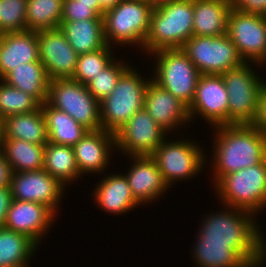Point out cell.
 I'll return each mask as SVG.
<instances>
[{"mask_svg":"<svg viewBox=\"0 0 266 267\" xmlns=\"http://www.w3.org/2000/svg\"><path fill=\"white\" fill-rule=\"evenodd\" d=\"M218 205L223 209L206 213L195 234L204 242L231 243L253 267L264 266L266 235L263 227L259 226L257 215L240 208Z\"/></svg>","mask_w":266,"mask_h":267,"instance_id":"obj_1","label":"cell"},{"mask_svg":"<svg viewBox=\"0 0 266 267\" xmlns=\"http://www.w3.org/2000/svg\"><path fill=\"white\" fill-rule=\"evenodd\" d=\"M212 128V156L209 154L211 160L207 157L206 161L210 165L212 186L224 175L266 160V135L252 124H227Z\"/></svg>","mask_w":266,"mask_h":267,"instance_id":"obj_2","label":"cell"},{"mask_svg":"<svg viewBox=\"0 0 266 267\" xmlns=\"http://www.w3.org/2000/svg\"><path fill=\"white\" fill-rule=\"evenodd\" d=\"M193 36V0H172L154 6L150 28L141 51L181 49Z\"/></svg>","mask_w":266,"mask_h":267,"instance_id":"obj_3","label":"cell"},{"mask_svg":"<svg viewBox=\"0 0 266 267\" xmlns=\"http://www.w3.org/2000/svg\"><path fill=\"white\" fill-rule=\"evenodd\" d=\"M154 6L142 0H122L103 13V33L107 45L133 46L142 51L150 28Z\"/></svg>","mask_w":266,"mask_h":267,"instance_id":"obj_4","label":"cell"},{"mask_svg":"<svg viewBox=\"0 0 266 267\" xmlns=\"http://www.w3.org/2000/svg\"><path fill=\"white\" fill-rule=\"evenodd\" d=\"M133 66L120 76L111 94L100 102L102 129L115 134L140 109L144 108L147 78ZM139 71V72H138Z\"/></svg>","mask_w":266,"mask_h":267,"instance_id":"obj_5","label":"cell"},{"mask_svg":"<svg viewBox=\"0 0 266 267\" xmlns=\"http://www.w3.org/2000/svg\"><path fill=\"white\" fill-rule=\"evenodd\" d=\"M218 203L258 215L266 210V160L224 175L214 186Z\"/></svg>","mask_w":266,"mask_h":267,"instance_id":"obj_6","label":"cell"},{"mask_svg":"<svg viewBox=\"0 0 266 267\" xmlns=\"http://www.w3.org/2000/svg\"><path fill=\"white\" fill-rule=\"evenodd\" d=\"M253 67L266 69L257 63L244 62L222 74L228 93V124H252L255 120L266 79Z\"/></svg>","mask_w":266,"mask_h":267,"instance_id":"obj_7","label":"cell"},{"mask_svg":"<svg viewBox=\"0 0 266 267\" xmlns=\"http://www.w3.org/2000/svg\"><path fill=\"white\" fill-rule=\"evenodd\" d=\"M197 141L191 137L189 139L177 137L175 140L166 138L150 155L170 189L176 182L188 179L190 181L200 175L202 170H205L203 168H208L206 164L208 155L203 150V145H199L202 142L197 143Z\"/></svg>","mask_w":266,"mask_h":267,"instance_id":"obj_8","label":"cell"},{"mask_svg":"<svg viewBox=\"0 0 266 267\" xmlns=\"http://www.w3.org/2000/svg\"><path fill=\"white\" fill-rule=\"evenodd\" d=\"M148 56L154 58L152 80L189 107L201 74L188 56L182 49H162Z\"/></svg>","mask_w":266,"mask_h":267,"instance_id":"obj_9","label":"cell"},{"mask_svg":"<svg viewBox=\"0 0 266 267\" xmlns=\"http://www.w3.org/2000/svg\"><path fill=\"white\" fill-rule=\"evenodd\" d=\"M47 103L85 126L90 131L102 129L100 102L83 85L71 78L49 81Z\"/></svg>","mask_w":266,"mask_h":267,"instance_id":"obj_10","label":"cell"},{"mask_svg":"<svg viewBox=\"0 0 266 267\" xmlns=\"http://www.w3.org/2000/svg\"><path fill=\"white\" fill-rule=\"evenodd\" d=\"M181 49L201 75H222L244 63L227 34L192 36Z\"/></svg>","mask_w":266,"mask_h":267,"instance_id":"obj_11","label":"cell"},{"mask_svg":"<svg viewBox=\"0 0 266 267\" xmlns=\"http://www.w3.org/2000/svg\"><path fill=\"white\" fill-rule=\"evenodd\" d=\"M227 35L245 63H257L266 67V20L263 15L231 9Z\"/></svg>","mask_w":266,"mask_h":267,"instance_id":"obj_12","label":"cell"},{"mask_svg":"<svg viewBox=\"0 0 266 267\" xmlns=\"http://www.w3.org/2000/svg\"><path fill=\"white\" fill-rule=\"evenodd\" d=\"M168 135L142 108L115 133L116 152L124 156H150Z\"/></svg>","mask_w":266,"mask_h":267,"instance_id":"obj_13","label":"cell"},{"mask_svg":"<svg viewBox=\"0 0 266 267\" xmlns=\"http://www.w3.org/2000/svg\"><path fill=\"white\" fill-rule=\"evenodd\" d=\"M10 188L13 200L44 204L57 216L67 193V188L44 169L13 173Z\"/></svg>","mask_w":266,"mask_h":267,"instance_id":"obj_14","label":"cell"},{"mask_svg":"<svg viewBox=\"0 0 266 267\" xmlns=\"http://www.w3.org/2000/svg\"><path fill=\"white\" fill-rule=\"evenodd\" d=\"M188 110L192 123L198 115L211 128L228 124V93L222 75H200Z\"/></svg>","mask_w":266,"mask_h":267,"instance_id":"obj_15","label":"cell"},{"mask_svg":"<svg viewBox=\"0 0 266 267\" xmlns=\"http://www.w3.org/2000/svg\"><path fill=\"white\" fill-rule=\"evenodd\" d=\"M40 62L49 80L72 78L78 54L71 47L60 28L37 32Z\"/></svg>","mask_w":266,"mask_h":267,"instance_id":"obj_16","label":"cell"},{"mask_svg":"<svg viewBox=\"0 0 266 267\" xmlns=\"http://www.w3.org/2000/svg\"><path fill=\"white\" fill-rule=\"evenodd\" d=\"M58 217L44 204L12 199L3 227L28 236L41 247Z\"/></svg>","mask_w":266,"mask_h":267,"instance_id":"obj_17","label":"cell"},{"mask_svg":"<svg viewBox=\"0 0 266 267\" xmlns=\"http://www.w3.org/2000/svg\"><path fill=\"white\" fill-rule=\"evenodd\" d=\"M144 108L154 121L172 136L190 128L191 123L188 106L173 96L169 91L160 87L152 79L145 93ZM178 132H177V131ZM177 132V133H176Z\"/></svg>","mask_w":266,"mask_h":267,"instance_id":"obj_18","label":"cell"},{"mask_svg":"<svg viewBox=\"0 0 266 267\" xmlns=\"http://www.w3.org/2000/svg\"><path fill=\"white\" fill-rule=\"evenodd\" d=\"M131 164L125 174L133 197L139 205L158 202L169 193V186L151 156H127ZM153 201V202H152Z\"/></svg>","mask_w":266,"mask_h":267,"instance_id":"obj_19","label":"cell"},{"mask_svg":"<svg viewBox=\"0 0 266 267\" xmlns=\"http://www.w3.org/2000/svg\"><path fill=\"white\" fill-rule=\"evenodd\" d=\"M73 150L82 177L99 173L103 176L110 168L111 156L116 151L115 134L104 129L89 131L73 146Z\"/></svg>","mask_w":266,"mask_h":267,"instance_id":"obj_20","label":"cell"},{"mask_svg":"<svg viewBox=\"0 0 266 267\" xmlns=\"http://www.w3.org/2000/svg\"><path fill=\"white\" fill-rule=\"evenodd\" d=\"M112 173V174H111ZM104 173L95 185L92 195L97 208L110 215H124L141 207L134 199L124 173Z\"/></svg>","mask_w":266,"mask_h":267,"instance_id":"obj_21","label":"cell"},{"mask_svg":"<svg viewBox=\"0 0 266 267\" xmlns=\"http://www.w3.org/2000/svg\"><path fill=\"white\" fill-rule=\"evenodd\" d=\"M40 61L37 32L5 33L0 40V79L22 63Z\"/></svg>","mask_w":266,"mask_h":267,"instance_id":"obj_22","label":"cell"},{"mask_svg":"<svg viewBox=\"0 0 266 267\" xmlns=\"http://www.w3.org/2000/svg\"><path fill=\"white\" fill-rule=\"evenodd\" d=\"M230 0H193V36L227 34Z\"/></svg>","mask_w":266,"mask_h":267,"instance_id":"obj_23","label":"cell"},{"mask_svg":"<svg viewBox=\"0 0 266 267\" xmlns=\"http://www.w3.org/2000/svg\"><path fill=\"white\" fill-rule=\"evenodd\" d=\"M191 246L195 267H253L231 243L204 242L196 236Z\"/></svg>","mask_w":266,"mask_h":267,"instance_id":"obj_24","label":"cell"},{"mask_svg":"<svg viewBox=\"0 0 266 267\" xmlns=\"http://www.w3.org/2000/svg\"><path fill=\"white\" fill-rule=\"evenodd\" d=\"M2 139H18L45 145L48 142L46 122L40 107L36 111L11 115L1 121Z\"/></svg>","mask_w":266,"mask_h":267,"instance_id":"obj_25","label":"cell"},{"mask_svg":"<svg viewBox=\"0 0 266 267\" xmlns=\"http://www.w3.org/2000/svg\"><path fill=\"white\" fill-rule=\"evenodd\" d=\"M59 28L78 55L97 51L107 45L103 33V19L61 22Z\"/></svg>","mask_w":266,"mask_h":267,"instance_id":"obj_26","label":"cell"},{"mask_svg":"<svg viewBox=\"0 0 266 267\" xmlns=\"http://www.w3.org/2000/svg\"><path fill=\"white\" fill-rule=\"evenodd\" d=\"M10 86L33 96L41 105L47 102L49 77L40 61L22 63L3 79Z\"/></svg>","mask_w":266,"mask_h":267,"instance_id":"obj_27","label":"cell"},{"mask_svg":"<svg viewBox=\"0 0 266 267\" xmlns=\"http://www.w3.org/2000/svg\"><path fill=\"white\" fill-rule=\"evenodd\" d=\"M40 107L46 122L48 142L73 147L90 131L66 112L50 106L47 102Z\"/></svg>","mask_w":266,"mask_h":267,"instance_id":"obj_28","label":"cell"},{"mask_svg":"<svg viewBox=\"0 0 266 267\" xmlns=\"http://www.w3.org/2000/svg\"><path fill=\"white\" fill-rule=\"evenodd\" d=\"M37 249L39 246L28 236L0 228V267H31Z\"/></svg>","mask_w":266,"mask_h":267,"instance_id":"obj_29","label":"cell"},{"mask_svg":"<svg viewBox=\"0 0 266 267\" xmlns=\"http://www.w3.org/2000/svg\"><path fill=\"white\" fill-rule=\"evenodd\" d=\"M62 185L69 189L72 183L81 181L73 147L47 142L44 149V168ZM75 181V182H74Z\"/></svg>","mask_w":266,"mask_h":267,"instance_id":"obj_30","label":"cell"},{"mask_svg":"<svg viewBox=\"0 0 266 267\" xmlns=\"http://www.w3.org/2000/svg\"><path fill=\"white\" fill-rule=\"evenodd\" d=\"M44 149L45 145L18 139H2V152L13 173L43 169Z\"/></svg>","mask_w":266,"mask_h":267,"instance_id":"obj_31","label":"cell"},{"mask_svg":"<svg viewBox=\"0 0 266 267\" xmlns=\"http://www.w3.org/2000/svg\"><path fill=\"white\" fill-rule=\"evenodd\" d=\"M63 13V0H27V30H40L60 27Z\"/></svg>","mask_w":266,"mask_h":267,"instance_id":"obj_32","label":"cell"},{"mask_svg":"<svg viewBox=\"0 0 266 267\" xmlns=\"http://www.w3.org/2000/svg\"><path fill=\"white\" fill-rule=\"evenodd\" d=\"M106 45L94 52L80 54L78 56L75 72L71 79L86 85L94 76L101 73L116 57L115 48ZM113 49V50H112Z\"/></svg>","mask_w":266,"mask_h":267,"instance_id":"obj_33","label":"cell"},{"mask_svg":"<svg viewBox=\"0 0 266 267\" xmlns=\"http://www.w3.org/2000/svg\"><path fill=\"white\" fill-rule=\"evenodd\" d=\"M40 106L33 96L0 79V122L11 115L36 111Z\"/></svg>","mask_w":266,"mask_h":267,"instance_id":"obj_34","label":"cell"},{"mask_svg":"<svg viewBox=\"0 0 266 267\" xmlns=\"http://www.w3.org/2000/svg\"><path fill=\"white\" fill-rule=\"evenodd\" d=\"M133 64L125 59H114L100 74L86 84L92 96L101 102L116 87L120 76Z\"/></svg>","mask_w":266,"mask_h":267,"instance_id":"obj_35","label":"cell"},{"mask_svg":"<svg viewBox=\"0 0 266 267\" xmlns=\"http://www.w3.org/2000/svg\"><path fill=\"white\" fill-rule=\"evenodd\" d=\"M27 0H0V26L4 33L27 30Z\"/></svg>","mask_w":266,"mask_h":267,"instance_id":"obj_36","label":"cell"},{"mask_svg":"<svg viewBox=\"0 0 266 267\" xmlns=\"http://www.w3.org/2000/svg\"><path fill=\"white\" fill-rule=\"evenodd\" d=\"M103 13L100 4H84L79 3V0H63L61 22L102 19Z\"/></svg>","mask_w":266,"mask_h":267,"instance_id":"obj_37","label":"cell"},{"mask_svg":"<svg viewBox=\"0 0 266 267\" xmlns=\"http://www.w3.org/2000/svg\"><path fill=\"white\" fill-rule=\"evenodd\" d=\"M231 9L248 14H266V0H230Z\"/></svg>","mask_w":266,"mask_h":267,"instance_id":"obj_38","label":"cell"},{"mask_svg":"<svg viewBox=\"0 0 266 267\" xmlns=\"http://www.w3.org/2000/svg\"><path fill=\"white\" fill-rule=\"evenodd\" d=\"M252 125L266 135V84L260 93L257 115Z\"/></svg>","mask_w":266,"mask_h":267,"instance_id":"obj_39","label":"cell"},{"mask_svg":"<svg viewBox=\"0 0 266 267\" xmlns=\"http://www.w3.org/2000/svg\"><path fill=\"white\" fill-rule=\"evenodd\" d=\"M12 175V167L7 162L3 152H0V188L11 186Z\"/></svg>","mask_w":266,"mask_h":267,"instance_id":"obj_40","label":"cell"},{"mask_svg":"<svg viewBox=\"0 0 266 267\" xmlns=\"http://www.w3.org/2000/svg\"><path fill=\"white\" fill-rule=\"evenodd\" d=\"M11 200V188H0V228L3 227L5 224Z\"/></svg>","mask_w":266,"mask_h":267,"instance_id":"obj_41","label":"cell"},{"mask_svg":"<svg viewBox=\"0 0 266 267\" xmlns=\"http://www.w3.org/2000/svg\"><path fill=\"white\" fill-rule=\"evenodd\" d=\"M101 9L106 12L107 10L114 8L122 0H98Z\"/></svg>","mask_w":266,"mask_h":267,"instance_id":"obj_42","label":"cell"},{"mask_svg":"<svg viewBox=\"0 0 266 267\" xmlns=\"http://www.w3.org/2000/svg\"><path fill=\"white\" fill-rule=\"evenodd\" d=\"M168 1H172V0H150V3L153 6H157V5L161 4V3L168 2Z\"/></svg>","mask_w":266,"mask_h":267,"instance_id":"obj_43","label":"cell"},{"mask_svg":"<svg viewBox=\"0 0 266 267\" xmlns=\"http://www.w3.org/2000/svg\"><path fill=\"white\" fill-rule=\"evenodd\" d=\"M79 3H84V4H100L98 0H79Z\"/></svg>","mask_w":266,"mask_h":267,"instance_id":"obj_44","label":"cell"},{"mask_svg":"<svg viewBox=\"0 0 266 267\" xmlns=\"http://www.w3.org/2000/svg\"><path fill=\"white\" fill-rule=\"evenodd\" d=\"M2 126H1V122H0V152H2Z\"/></svg>","mask_w":266,"mask_h":267,"instance_id":"obj_45","label":"cell"},{"mask_svg":"<svg viewBox=\"0 0 266 267\" xmlns=\"http://www.w3.org/2000/svg\"><path fill=\"white\" fill-rule=\"evenodd\" d=\"M4 35H5V33L0 26V40L3 38Z\"/></svg>","mask_w":266,"mask_h":267,"instance_id":"obj_46","label":"cell"}]
</instances>
